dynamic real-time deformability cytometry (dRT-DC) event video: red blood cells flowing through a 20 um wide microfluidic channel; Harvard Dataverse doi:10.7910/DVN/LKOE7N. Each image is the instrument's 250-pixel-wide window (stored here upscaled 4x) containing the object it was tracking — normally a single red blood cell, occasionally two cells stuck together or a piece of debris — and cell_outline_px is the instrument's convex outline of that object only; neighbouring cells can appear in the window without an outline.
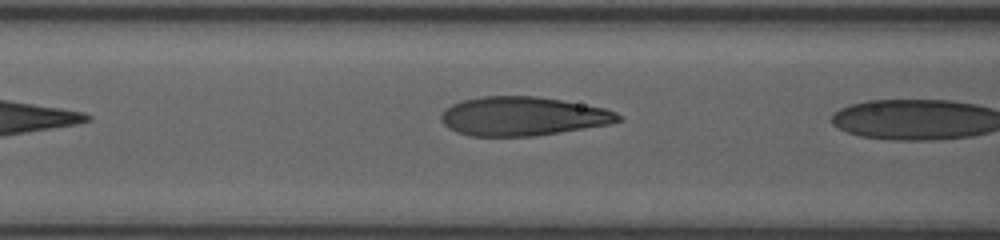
{"species": "human", "species_latin": "Homo sapiens", "temperature_condition": "room temperature", "stored_images_in_passage": 8, "segment_of_instrument_passage": [2, 2], "camera_frame_rate_fps": 3000, "um_per_image_px": 0.085, "donor": {"sex": "female"}, "frame": {"image": 1, "passage_image": 8, "time_ms": 2.333, "image_size_px": [1000, 240], "cell_outline_px": [[624, 120], [608, 124], [536, 136], [472, 136], [456, 132], [448, 128], [440, 120], [440, 116], [452, 104], [464, 100], [480, 96], [536, 96], [564, 100], [604, 108], [616, 112]], "centroid_in_image_um": [44.44, 9.88], "position_along_channel_um": 122.2, "area_um2": 40.11}}